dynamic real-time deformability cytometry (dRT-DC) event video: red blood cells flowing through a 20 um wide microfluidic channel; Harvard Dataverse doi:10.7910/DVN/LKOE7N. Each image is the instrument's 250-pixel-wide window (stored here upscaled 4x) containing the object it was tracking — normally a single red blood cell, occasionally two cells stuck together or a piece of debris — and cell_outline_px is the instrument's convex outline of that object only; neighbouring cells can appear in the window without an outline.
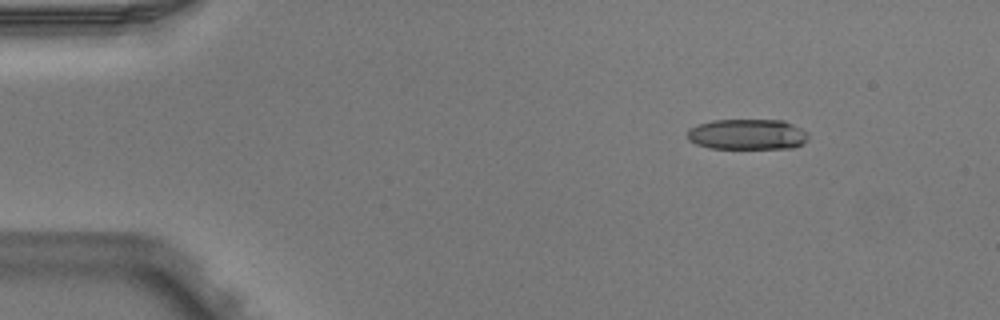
{"species": "Egyptian fruit bat (a non-hibernating species)", "species_latin": "Rousettus aegyptiacus", "temperature_condition": "warm", "stored_images_in_passage": 5, "segment_of_instrument_passage": [1, 2], "camera_frame_rate_fps": 3000, "um_per_image_px": 0.085, "animal": {"sex": "male"}, "frame": {"image": 1, "passage_image": 2, "time_ms": 0.333, "image_size_px": [1000, 320], "cell_outline_px": [[808, 140], [792, 148], [708, 148], [696, 144], [688, 140], [688, 128], [696, 124], [712, 120], [784, 120], [808, 132]], "centroid_in_image_um": [63.5, 11.41], "position_along_channel_um": 21.5, "area_um2": 21.68}}
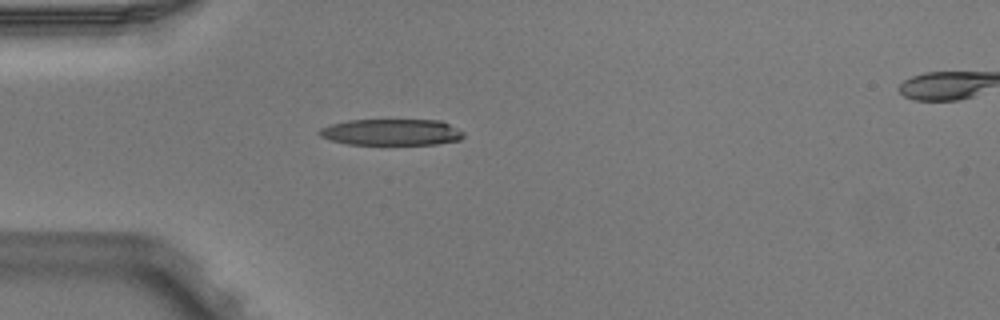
{"frame": {"image": 2, "passage_image": 4, "time_ms": 1.0, "image_size_px": [1000, 320], "cell_outline_px": [[464, 136], [460, 140], [436, 144], [348, 144], [332, 140], [320, 136], [316, 132], [320, 128], [332, 124], [348, 120], [440, 120], [464, 132]], "centroid_in_image_um": [33.27, 11.23], "position_along_channel_um": 51.7, "area_um2": 22.02}}